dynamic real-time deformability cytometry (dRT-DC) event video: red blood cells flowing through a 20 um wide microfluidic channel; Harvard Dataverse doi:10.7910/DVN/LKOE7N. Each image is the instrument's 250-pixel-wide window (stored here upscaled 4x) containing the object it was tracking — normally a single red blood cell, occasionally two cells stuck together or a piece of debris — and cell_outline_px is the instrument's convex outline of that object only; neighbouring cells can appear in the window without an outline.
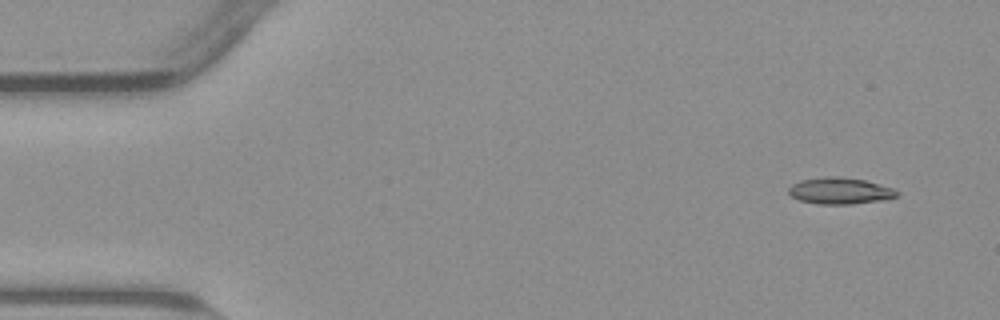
{"species": "common noctule bat (a hibernating species)", "species_latin": "Nyctalus noctula", "temperature_condition": "warm", "stored_images_in_passage": 51, "camera_frame_rate_fps": 3000, "um_per_image_px": 0.085, "animal": {"sex": "male", "body_mass_g": 23.1, "forearm_length_mm": 52.7}, "frame": {"image": 1, "passage_image": 1, "time_ms": 0.0, "image_size_px": [1000, 320], "cell_outline_px": [[900, 192], [896, 196], [884, 200], [852, 204], [820, 204], [800, 200], [792, 196], [788, 192], [788, 188], [792, 184], [800, 180], [832, 176], [836, 176], [864, 180], [892, 188]], "centroid_in_image_um": [71.39, 16.22], "position_along_channel_um": 13.6, "area_um2": 16.53}}
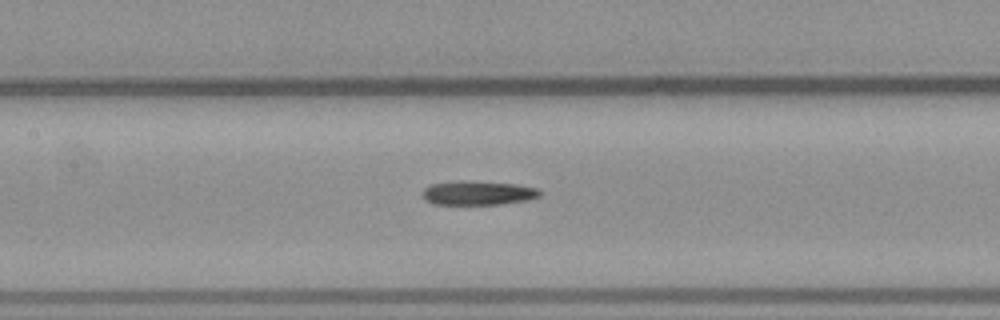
{"frame": {"image": 2, "passage_image": 22, "time_ms": 7.0, "image_size_px": [1000, 320], "cell_outline_px": [[544, 192], [540, 196], [528, 200], [500, 204], [432, 204], [424, 200], [420, 192], [424, 188], [432, 184], [456, 180], [464, 180], [516, 184], [536, 188]], "centroid_in_image_um": [40.6, 16.39], "position_along_channel_um": 166.8, "area_um2": 16.76}}
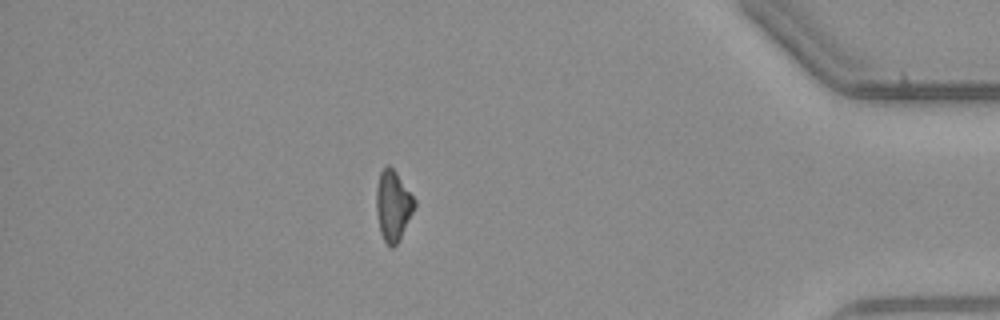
{"frame": {"image": 3, "passage_image": 44, "time_ms": 14.333, "image_size_px": [1000, 320], "cell_outline_px": [[416, 208], [400, 240], [392, 248], [384, 240], [380, 232], [376, 212], [376, 188], [380, 172], [388, 164], [396, 172], [416, 200]], "centroid_in_image_um": [33.42, 17.5], "position_along_channel_um": 401.8, "area_um2": 15.84}}